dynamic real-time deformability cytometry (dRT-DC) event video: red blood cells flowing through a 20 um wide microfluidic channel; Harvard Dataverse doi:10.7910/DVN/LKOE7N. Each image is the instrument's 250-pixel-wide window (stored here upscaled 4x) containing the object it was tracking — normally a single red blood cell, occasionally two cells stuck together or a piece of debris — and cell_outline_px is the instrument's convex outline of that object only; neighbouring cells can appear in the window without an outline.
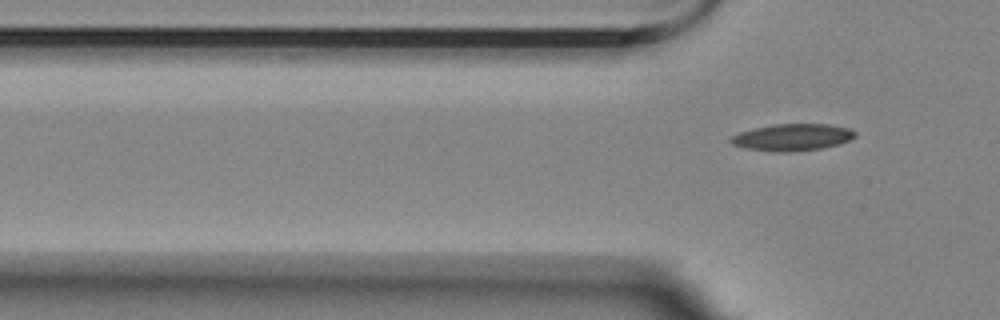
{"species": "Egyptian fruit bat (a non-hibernating species)", "species_latin": "Rousettus aegyptiacus", "temperature_condition": "room temperature", "stored_images_in_passage": 3, "camera_frame_rate_fps": 3000, "um_per_image_px": 0.085, "animal": {"sex": "female"}, "frame": {"image": 1, "passage_image": 3, "time_ms": 0.667, "image_size_px": [1000, 320], "cell_outline_px": [[856, 136], [848, 140], [824, 148], [788, 152], [772, 152], [748, 148], [732, 144], [728, 140], [732, 136], [740, 132], [772, 124], [828, 124], [848, 128], [856, 132]], "centroid_in_image_um": [67.34, 11.67], "position_along_channel_um": 58.5, "area_um2": 19.31}}